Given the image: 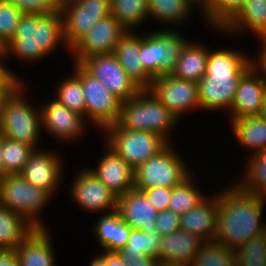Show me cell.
Returning <instances> with one entry per match:
<instances>
[{
	"label": "cell",
	"mask_w": 266,
	"mask_h": 266,
	"mask_svg": "<svg viewBox=\"0 0 266 266\" xmlns=\"http://www.w3.org/2000/svg\"><path fill=\"white\" fill-rule=\"evenodd\" d=\"M229 179L231 181L227 178L225 186L218 184L215 187L217 222L214 241L234 251L266 231V197L246 192Z\"/></svg>",
	"instance_id": "cell-1"
},
{
	"label": "cell",
	"mask_w": 266,
	"mask_h": 266,
	"mask_svg": "<svg viewBox=\"0 0 266 266\" xmlns=\"http://www.w3.org/2000/svg\"><path fill=\"white\" fill-rule=\"evenodd\" d=\"M225 46H211L206 74L198 82L201 111L211 116L230 111L240 78L254 65V54Z\"/></svg>",
	"instance_id": "cell-2"
},
{
	"label": "cell",
	"mask_w": 266,
	"mask_h": 266,
	"mask_svg": "<svg viewBox=\"0 0 266 266\" xmlns=\"http://www.w3.org/2000/svg\"><path fill=\"white\" fill-rule=\"evenodd\" d=\"M62 48V49H61ZM70 49L65 43L62 12L52 14H23L19 20L14 38L7 44L9 66L12 61H18L25 68L38 66L53 53ZM11 60V63H10ZM39 63V64H38Z\"/></svg>",
	"instance_id": "cell-3"
},
{
	"label": "cell",
	"mask_w": 266,
	"mask_h": 266,
	"mask_svg": "<svg viewBox=\"0 0 266 266\" xmlns=\"http://www.w3.org/2000/svg\"><path fill=\"white\" fill-rule=\"evenodd\" d=\"M27 81H22L12 92L4 96L0 109V131L11 140L41 149L44 135L40 107L37 101L33 102V96L32 99L29 98L32 90L30 91Z\"/></svg>",
	"instance_id": "cell-4"
},
{
	"label": "cell",
	"mask_w": 266,
	"mask_h": 266,
	"mask_svg": "<svg viewBox=\"0 0 266 266\" xmlns=\"http://www.w3.org/2000/svg\"><path fill=\"white\" fill-rule=\"evenodd\" d=\"M117 123L126 131L154 132L168 143H175L172 133L182 125L149 89H142L135 97L122 102Z\"/></svg>",
	"instance_id": "cell-5"
},
{
	"label": "cell",
	"mask_w": 266,
	"mask_h": 266,
	"mask_svg": "<svg viewBox=\"0 0 266 266\" xmlns=\"http://www.w3.org/2000/svg\"><path fill=\"white\" fill-rule=\"evenodd\" d=\"M189 38L181 28L140 31L141 63L145 71L152 78L172 74Z\"/></svg>",
	"instance_id": "cell-6"
},
{
	"label": "cell",
	"mask_w": 266,
	"mask_h": 266,
	"mask_svg": "<svg viewBox=\"0 0 266 266\" xmlns=\"http://www.w3.org/2000/svg\"><path fill=\"white\" fill-rule=\"evenodd\" d=\"M53 200L46 191L20 174H7L0 179V204L19 214L34 228H49L43 215Z\"/></svg>",
	"instance_id": "cell-7"
},
{
	"label": "cell",
	"mask_w": 266,
	"mask_h": 266,
	"mask_svg": "<svg viewBox=\"0 0 266 266\" xmlns=\"http://www.w3.org/2000/svg\"><path fill=\"white\" fill-rule=\"evenodd\" d=\"M175 143H169L157 155L134 170V188L144 190L155 187L173 188L192 171L183 152H178ZM192 169V170H191Z\"/></svg>",
	"instance_id": "cell-8"
},
{
	"label": "cell",
	"mask_w": 266,
	"mask_h": 266,
	"mask_svg": "<svg viewBox=\"0 0 266 266\" xmlns=\"http://www.w3.org/2000/svg\"><path fill=\"white\" fill-rule=\"evenodd\" d=\"M100 135V141L103 140L134 170L169 144L154 132L126 131L118 123L105 128Z\"/></svg>",
	"instance_id": "cell-9"
},
{
	"label": "cell",
	"mask_w": 266,
	"mask_h": 266,
	"mask_svg": "<svg viewBox=\"0 0 266 266\" xmlns=\"http://www.w3.org/2000/svg\"><path fill=\"white\" fill-rule=\"evenodd\" d=\"M78 167V169L73 168L75 173H72L70 182H66L68 185L66 188L68 192L65 191L68 194L67 198H70L76 208L89 214L88 216L116 211L118 197L86 165Z\"/></svg>",
	"instance_id": "cell-10"
},
{
	"label": "cell",
	"mask_w": 266,
	"mask_h": 266,
	"mask_svg": "<svg viewBox=\"0 0 266 266\" xmlns=\"http://www.w3.org/2000/svg\"><path fill=\"white\" fill-rule=\"evenodd\" d=\"M43 135L54 139L57 143L64 145L75 144L83 141L90 133V124L84 116L71 111L53 97L39 103ZM89 126V128H88ZM46 132V133H45ZM84 137V138H83ZM83 139V140H82ZM70 143V144H69Z\"/></svg>",
	"instance_id": "cell-11"
},
{
	"label": "cell",
	"mask_w": 266,
	"mask_h": 266,
	"mask_svg": "<svg viewBox=\"0 0 266 266\" xmlns=\"http://www.w3.org/2000/svg\"><path fill=\"white\" fill-rule=\"evenodd\" d=\"M80 81L85 96V120L93 125L97 134L101 133L118 122L122 101L81 65Z\"/></svg>",
	"instance_id": "cell-12"
},
{
	"label": "cell",
	"mask_w": 266,
	"mask_h": 266,
	"mask_svg": "<svg viewBox=\"0 0 266 266\" xmlns=\"http://www.w3.org/2000/svg\"><path fill=\"white\" fill-rule=\"evenodd\" d=\"M61 154L62 151L60 153V150L47 145L35 149L19 174L29 183L46 191L53 199L57 198L61 188H66L63 180L68 175L67 163Z\"/></svg>",
	"instance_id": "cell-13"
},
{
	"label": "cell",
	"mask_w": 266,
	"mask_h": 266,
	"mask_svg": "<svg viewBox=\"0 0 266 266\" xmlns=\"http://www.w3.org/2000/svg\"><path fill=\"white\" fill-rule=\"evenodd\" d=\"M149 90L180 123H183L190 113H201L198 83L196 82L166 74L153 78Z\"/></svg>",
	"instance_id": "cell-14"
},
{
	"label": "cell",
	"mask_w": 266,
	"mask_h": 266,
	"mask_svg": "<svg viewBox=\"0 0 266 266\" xmlns=\"http://www.w3.org/2000/svg\"><path fill=\"white\" fill-rule=\"evenodd\" d=\"M64 39L71 49L102 18L110 14V0H67L61 3Z\"/></svg>",
	"instance_id": "cell-15"
},
{
	"label": "cell",
	"mask_w": 266,
	"mask_h": 266,
	"mask_svg": "<svg viewBox=\"0 0 266 266\" xmlns=\"http://www.w3.org/2000/svg\"><path fill=\"white\" fill-rule=\"evenodd\" d=\"M128 31L109 14L99 20L71 49L70 59L81 63L94 55L111 54Z\"/></svg>",
	"instance_id": "cell-16"
},
{
	"label": "cell",
	"mask_w": 266,
	"mask_h": 266,
	"mask_svg": "<svg viewBox=\"0 0 266 266\" xmlns=\"http://www.w3.org/2000/svg\"><path fill=\"white\" fill-rule=\"evenodd\" d=\"M80 65L122 102L135 97L142 90L128 76L113 53L91 56Z\"/></svg>",
	"instance_id": "cell-17"
},
{
	"label": "cell",
	"mask_w": 266,
	"mask_h": 266,
	"mask_svg": "<svg viewBox=\"0 0 266 266\" xmlns=\"http://www.w3.org/2000/svg\"><path fill=\"white\" fill-rule=\"evenodd\" d=\"M102 143L103 148L100 150L103 151L97 156L96 163L91 165L85 162L84 165H86V167L95 174L116 197H120L134 189V169L104 141H102Z\"/></svg>",
	"instance_id": "cell-18"
},
{
	"label": "cell",
	"mask_w": 266,
	"mask_h": 266,
	"mask_svg": "<svg viewBox=\"0 0 266 266\" xmlns=\"http://www.w3.org/2000/svg\"><path fill=\"white\" fill-rule=\"evenodd\" d=\"M207 30L209 34L219 35L217 39L224 36L229 41L241 40L240 37L248 34L256 40L266 38V0H244L240 11L223 29Z\"/></svg>",
	"instance_id": "cell-19"
},
{
	"label": "cell",
	"mask_w": 266,
	"mask_h": 266,
	"mask_svg": "<svg viewBox=\"0 0 266 266\" xmlns=\"http://www.w3.org/2000/svg\"><path fill=\"white\" fill-rule=\"evenodd\" d=\"M266 82L263 73L253 65L239 80L227 121L260 115Z\"/></svg>",
	"instance_id": "cell-20"
},
{
	"label": "cell",
	"mask_w": 266,
	"mask_h": 266,
	"mask_svg": "<svg viewBox=\"0 0 266 266\" xmlns=\"http://www.w3.org/2000/svg\"><path fill=\"white\" fill-rule=\"evenodd\" d=\"M195 13L200 14L197 0H148L149 22L152 20L154 25L159 24L155 28L180 29L181 27L184 30L186 25L190 24L189 21L195 18Z\"/></svg>",
	"instance_id": "cell-21"
},
{
	"label": "cell",
	"mask_w": 266,
	"mask_h": 266,
	"mask_svg": "<svg viewBox=\"0 0 266 266\" xmlns=\"http://www.w3.org/2000/svg\"><path fill=\"white\" fill-rule=\"evenodd\" d=\"M123 221L133 229L156 232L158 211L140 190L132 189L117 198V210Z\"/></svg>",
	"instance_id": "cell-22"
},
{
	"label": "cell",
	"mask_w": 266,
	"mask_h": 266,
	"mask_svg": "<svg viewBox=\"0 0 266 266\" xmlns=\"http://www.w3.org/2000/svg\"><path fill=\"white\" fill-rule=\"evenodd\" d=\"M210 191L194 208L180 216V229L191 232L204 242L216 238L217 190Z\"/></svg>",
	"instance_id": "cell-23"
},
{
	"label": "cell",
	"mask_w": 266,
	"mask_h": 266,
	"mask_svg": "<svg viewBox=\"0 0 266 266\" xmlns=\"http://www.w3.org/2000/svg\"><path fill=\"white\" fill-rule=\"evenodd\" d=\"M94 216L90 230L93 240L100 248L96 251L118 252L124 248L132 228L123 221L121 215L114 211Z\"/></svg>",
	"instance_id": "cell-24"
},
{
	"label": "cell",
	"mask_w": 266,
	"mask_h": 266,
	"mask_svg": "<svg viewBox=\"0 0 266 266\" xmlns=\"http://www.w3.org/2000/svg\"><path fill=\"white\" fill-rule=\"evenodd\" d=\"M50 231L49 228H35L25 238L16 249L20 266H58L56 243Z\"/></svg>",
	"instance_id": "cell-25"
},
{
	"label": "cell",
	"mask_w": 266,
	"mask_h": 266,
	"mask_svg": "<svg viewBox=\"0 0 266 266\" xmlns=\"http://www.w3.org/2000/svg\"><path fill=\"white\" fill-rule=\"evenodd\" d=\"M204 243L191 232L179 229L175 232L161 236L158 251L159 263H193L194 257Z\"/></svg>",
	"instance_id": "cell-26"
},
{
	"label": "cell",
	"mask_w": 266,
	"mask_h": 266,
	"mask_svg": "<svg viewBox=\"0 0 266 266\" xmlns=\"http://www.w3.org/2000/svg\"><path fill=\"white\" fill-rule=\"evenodd\" d=\"M113 54L128 76L141 89L150 88L153 78L141 63L140 31H128L116 45Z\"/></svg>",
	"instance_id": "cell-27"
},
{
	"label": "cell",
	"mask_w": 266,
	"mask_h": 266,
	"mask_svg": "<svg viewBox=\"0 0 266 266\" xmlns=\"http://www.w3.org/2000/svg\"><path fill=\"white\" fill-rule=\"evenodd\" d=\"M230 124V133L237 145L241 146L244 157L255 155L266 150V120L260 115L245 116L233 121ZM232 132V133H231Z\"/></svg>",
	"instance_id": "cell-28"
},
{
	"label": "cell",
	"mask_w": 266,
	"mask_h": 266,
	"mask_svg": "<svg viewBox=\"0 0 266 266\" xmlns=\"http://www.w3.org/2000/svg\"><path fill=\"white\" fill-rule=\"evenodd\" d=\"M191 40L182 49L180 58L172 75L198 83L206 74V65L211 46L205 41Z\"/></svg>",
	"instance_id": "cell-29"
},
{
	"label": "cell",
	"mask_w": 266,
	"mask_h": 266,
	"mask_svg": "<svg viewBox=\"0 0 266 266\" xmlns=\"http://www.w3.org/2000/svg\"><path fill=\"white\" fill-rule=\"evenodd\" d=\"M195 172L196 171L193 169L185 179L172 188V195L168 209L180 216L194 208L210 192L209 190L211 188L206 187V185H201L203 183L202 177L201 179L197 178L199 177L198 174L200 173V170L199 172H196L197 174H195Z\"/></svg>",
	"instance_id": "cell-30"
},
{
	"label": "cell",
	"mask_w": 266,
	"mask_h": 266,
	"mask_svg": "<svg viewBox=\"0 0 266 266\" xmlns=\"http://www.w3.org/2000/svg\"><path fill=\"white\" fill-rule=\"evenodd\" d=\"M71 72L63 74L54 86L50 97H53L58 102L66 106L71 111H74L85 118L86 104L85 96L80 81V64L72 63Z\"/></svg>",
	"instance_id": "cell-31"
},
{
	"label": "cell",
	"mask_w": 266,
	"mask_h": 266,
	"mask_svg": "<svg viewBox=\"0 0 266 266\" xmlns=\"http://www.w3.org/2000/svg\"><path fill=\"white\" fill-rule=\"evenodd\" d=\"M34 229L19 214L0 204V251H16Z\"/></svg>",
	"instance_id": "cell-32"
},
{
	"label": "cell",
	"mask_w": 266,
	"mask_h": 266,
	"mask_svg": "<svg viewBox=\"0 0 266 266\" xmlns=\"http://www.w3.org/2000/svg\"><path fill=\"white\" fill-rule=\"evenodd\" d=\"M244 0H199L200 21L205 29H223L240 11Z\"/></svg>",
	"instance_id": "cell-33"
},
{
	"label": "cell",
	"mask_w": 266,
	"mask_h": 266,
	"mask_svg": "<svg viewBox=\"0 0 266 266\" xmlns=\"http://www.w3.org/2000/svg\"><path fill=\"white\" fill-rule=\"evenodd\" d=\"M245 160L241 161L244 169L238 172L239 176H232V180L244 191L266 197V150Z\"/></svg>",
	"instance_id": "cell-34"
},
{
	"label": "cell",
	"mask_w": 266,
	"mask_h": 266,
	"mask_svg": "<svg viewBox=\"0 0 266 266\" xmlns=\"http://www.w3.org/2000/svg\"><path fill=\"white\" fill-rule=\"evenodd\" d=\"M110 14L127 31H141L149 23L148 0H110Z\"/></svg>",
	"instance_id": "cell-35"
},
{
	"label": "cell",
	"mask_w": 266,
	"mask_h": 266,
	"mask_svg": "<svg viewBox=\"0 0 266 266\" xmlns=\"http://www.w3.org/2000/svg\"><path fill=\"white\" fill-rule=\"evenodd\" d=\"M161 234L156 232L145 233L141 229H133L124 248L118 254L125 261H131L138 257L150 256L158 259Z\"/></svg>",
	"instance_id": "cell-36"
},
{
	"label": "cell",
	"mask_w": 266,
	"mask_h": 266,
	"mask_svg": "<svg viewBox=\"0 0 266 266\" xmlns=\"http://www.w3.org/2000/svg\"><path fill=\"white\" fill-rule=\"evenodd\" d=\"M192 264L193 266H237L234 251L216 241L204 242Z\"/></svg>",
	"instance_id": "cell-37"
},
{
	"label": "cell",
	"mask_w": 266,
	"mask_h": 266,
	"mask_svg": "<svg viewBox=\"0 0 266 266\" xmlns=\"http://www.w3.org/2000/svg\"><path fill=\"white\" fill-rule=\"evenodd\" d=\"M237 266H266V231L234 250Z\"/></svg>",
	"instance_id": "cell-38"
},
{
	"label": "cell",
	"mask_w": 266,
	"mask_h": 266,
	"mask_svg": "<svg viewBox=\"0 0 266 266\" xmlns=\"http://www.w3.org/2000/svg\"><path fill=\"white\" fill-rule=\"evenodd\" d=\"M34 151L35 148L29 144L14 141L4 136L2 155L5 176L7 174H19Z\"/></svg>",
	"instance_id": "cell-39"
},
{
	"label": "cell",
	"mask_w": 266,
	"mask_h": 266,
	"mask_svg": "<svg viewBox=\"0 0 266 266\" xmlns=\"http://www.w3.org/2000/svg\"><path fill=\"white\" fill-rule=\"evenodd\" d=\"M23 13L4 0H0V38L8 44L16 33Z\"/></svg>",
	"instance_id": "cell-40"
},
{
	"label": "cell",
	"mask_w": 266,
	"mask_h": 266,
	"mask_svg": "<svg viewBox=\"0 0 266 266\" xmlns=\"http://www.w3.org/2000/svg\"><path fill=\"white\" fill-rule=\"evenodd\" d=\"M23 14L46 15L61 11L59 0H4Z\"/></svg>",
	"instance_id": "cell-41"
},
{
	"label": "cell",
	"mask_w": 266,
	"mask_h": 266,
	"mask_svg": "<svg viewBox=\"0 0 266 266\" xmlns=\"http://www.w3.org/2000/svg\"><path fill=\"white\" fill-rule=\"evenodd\" d=\"M180 229V215L172 210H164L158 213L156 218V231L161 236L171 234Z\"/></svg>",
	"instance_id": "cell-42"
},
{
	"label": "cell",
	"mask_w": 266,
	"mask_h": 266,
	"mask_svg": "<svg viewBox=\"0 0 266 266\" xmlns=\"http://www.w3.org/2000/svg\"><path fill=\"white\" fill-rule=\"evenodd\" d=\"M140 191H142L147 196L150 203L158 212L168 209L169 201L172 195V188L155 187Z\"/></svg>",
	"instance_id": "cell-43"
},
{
	"label": "cell",
	"mask_w": 266,
	"mask_h": 266,
	"mask_svg": "<svg viewBox=\"0 0 266 266\" xmlns=\"http://www.w3.org/2000/svg\"><path fill=\"white\" fill-rule=\"evenodd\" d=\"M6 62L8 63L6 58H0V89H15L26 78H23L19 72L17 74L15 67L10 68Z\"/></svg>",
	"instance_id": "cell-44"
},
{
	"label": "cell",
	"mask_w": 266,
	"mask_h": 266,
	"mask_svg": "<svg viewBox=\"0 0 266 266\" xmlns=\"http://www.w3.org/2000/svg\"><path fill=\"white\" fill-rule=\"evenodd\" d=\"M255 41L259 42V50L253 55L254 65L263 73L266 82V38Z\"/></svg>",
	"instance_id": "cell-45"
},
{
	"label": "cell",
	"mask_w": 266,
	"mask_h": 266,
	"mask_svg": "<svg viewBox=\"0 0 266 266\" xmlns=\"http://www.w3.org/2000/svg\"><path fill=\"white\" fill-rule=\"evenodd\" d=\"M97 255H92L88 266H111V252L97 251Z\"/></svg>",
	"instance_id": "cell-46"
},
{
	"label": "cell",
	"mask_w": 266,
	"mask_h": 266,
	"mask_svg": "<svg viewBox=\"0 0 266 266\" xmlns=\"http://www.w3.org/2000/svg\"><path fill=\"white\" fill-rule=\"evenodd\" d=\"M0 266H20L16 251H0Z\"/></svg>",
	"instance_id": "cell-47"
},
{
	"label": "cell",
	"mask_w": 266,
	"mask_h": 266,
	"mask_svg": "<svg viewBox=\"0 0 266 266\" xmlns=\"http://www.w3.org/2000/svg\"><path fill=\"white\" fill-rule=\"evenodd\" d=\"M126 262L128 266H159L158 259L146 255Z\"/></svg>",
	"instance_id": "cell-48"
},
{
	"label": "cell",
	"mask_w": 266,
	"mask_h": 266,
	"mask_svg": "<svg viewBox=\"0 0 266 266\" xmlns=\"http://www.w3.org/2000/svg\"><path fill=\"white\" fill-rule=\"evenodd\" d=\"M111 266H128V264L118 252H111Z\"/></svg>",
	"instance_id": "cell-49"
},
{
	"label": "cell",
	"mask_w": 266,
	"mask_h": 266,
	"mask_svg": "<svg viewBox=\"0 0 266 266\" xmlns=\"http://www.w3.org/2000/svg\"><path fill=\"white\" fill-rule=\"evenodd\" d=\"M3 146H4V135L0 131V178L5 176V165L3 162Z\"/></svg>",
	"instance_id": "cell-50"
},
{
	"label": "cell",
	"mask_w": 266,
	"mask_h": 266,
	"mask_svg": "<svg viewBox=\"0 0 266 266\" xmlns=\"http://www.w3.org/2000/svg\"><path fill=\"white\" fill-rule=\"evenodd\" d=\"M7 56V44L0 38V58H6Z\"/></svg>",
	"instance_id": "cell-51"
},
{
	"label": "cell",
	"mask_w": 266,
	"mask_h": 266,
	"mask_svg": "<svg viewBox=\"0 0 266 266\" xmlns=\"http://www.w3.org/2000/svg\"><path fill=\"white\" fill-rule=\"evenodd\" d=\"M260 116L266 120V91L264 94L263 105L261 108Z\"/></svg>",
	"instance_id": "cell-52"
},
{
	"label": "cell",
	"mask_w": 266,
	"mask_h": 266,
	"mask_svg": "<svg viewBox=\"0 0 266 266\" xmlns=\"http://www.w3.org/2000/svg\"><path fill=\"white\" fill-rule=\"evenodd\" d=\"M14 89H0V109H1V103L5 95L12 92Z\"/></svg>",
	"instance_id": "cell-53"
},
{
	"label": "cell",
	"mask_w": 266,
	"mask_h": 266,
	"mask_svg": "<svg viewBox=\"0 0 266 266\" xmlns=\"http://www.w3.org/2000/svg\"><path fill=\"white\" fill-rule=\"evenodd\" d=\"M159 266H193L192 263L190 264H179V263H159Z\"/></svg>",
	"instance_id": "cell-54"
}]
</instances>
